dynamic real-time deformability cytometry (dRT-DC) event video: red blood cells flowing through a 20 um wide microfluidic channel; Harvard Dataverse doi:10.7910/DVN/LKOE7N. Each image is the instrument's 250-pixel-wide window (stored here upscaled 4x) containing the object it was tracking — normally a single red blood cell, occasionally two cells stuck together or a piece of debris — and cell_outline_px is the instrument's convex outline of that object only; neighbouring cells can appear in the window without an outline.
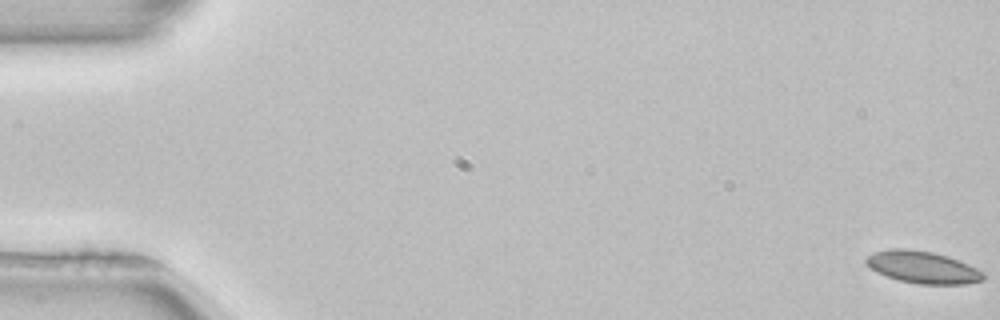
{"species": "common noctule bat (a hibernating species)", "species_latin": "Nyctalus noctula", "temperature_condition": "room temperature", "stored_images_in_passage": 53, "camera_frame_rate_fps": 3000, "um_per_image_px": 0.085, "animal": {"sex": "female", "body_mass_g": 22.7, "forearm_length_mm": 54.2}, "frame": {"image": 1, "passage_image": 1, "time_ms": 0.0, "image_size_px": [1000, 320], "cell_outline_px": [[984, 280], [964, 284], [916, 284], [900, 280], [876, 272], [868, 268], [864, 260], [872, 252], [888, 248], [908, 248], [932, 252], [948, 256], [968, 264], [984, 272]], "centroid_in_image_um": [78.39, 22.7], "position_along_channel_um": 6.6, "area_um2": 22.14}}
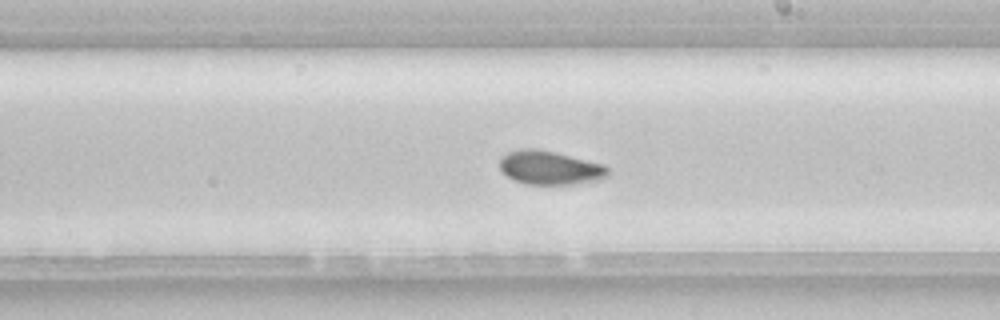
{"frame": {"image": 2, "passage_image": 31, "time_ms": 10.0, "image_size_px": [1000, 320], "cell_outline_px": [[608, 176], [600, 180], [572, 184], [528, 184], [516, 180], [508, 176], [500, 168], [500, 156], [508, 152], [520, 148], [536, 148], [556, 152], [604, 164], [608, 168]], "centroid_in_image_um": [46.75, 14.24], "position_along_channel_um": 242.2, "area_um2": 21.33}}
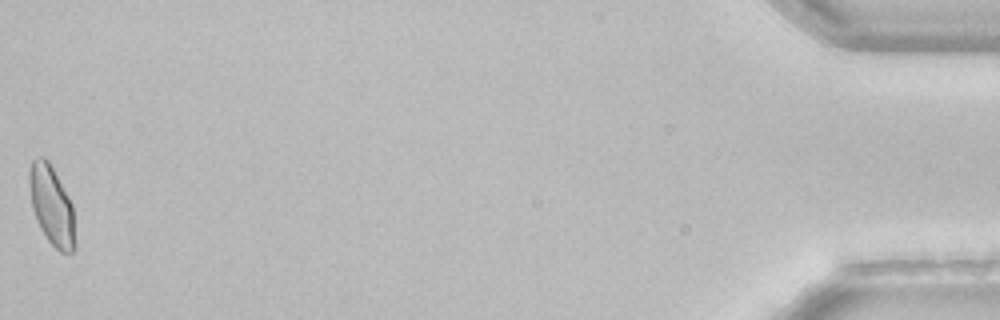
{"frame": {"image": 3, "passage_image": 53, "time_ms": 17.333, "image_size_px": [1000, 320], "cell_outline_px": [[76, 244], [72, 252], [60, 252], [48, 240], [40, 228], [36, 220], [32, 208], [28, 184], [28, 172], [32, 160], [36, 156], [44, 156], [48, 160], [68, 196], [72, 204]], "centroid_in_image_um": [4.37, 17.45], "position_along_channel_um": 430.8, "area_um2": 21.27}, "authors_computed_cell_mechanics": {"area_um2": 21.5016, "velocity_mm_per_s": 3.9487, "shape_relaxation_time_tau1_ms": 2.794, "shape_relaxation_time_tau2_ms": 1.8401, "deformation_change_tau1": 0.0942, "deformation_change_tau2": 0.0418}}